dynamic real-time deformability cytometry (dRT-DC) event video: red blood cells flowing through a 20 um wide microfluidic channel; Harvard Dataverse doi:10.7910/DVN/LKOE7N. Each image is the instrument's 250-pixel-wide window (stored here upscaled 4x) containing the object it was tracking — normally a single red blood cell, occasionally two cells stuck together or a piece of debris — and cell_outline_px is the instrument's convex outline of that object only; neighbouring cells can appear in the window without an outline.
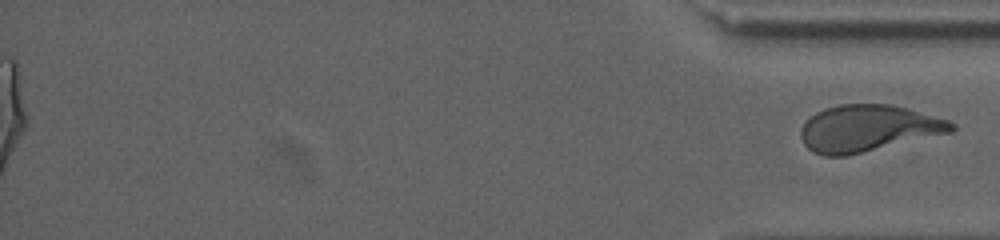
{"species": "human", "species_latin": "Homo sapiens", "temperature_condition": "cold", "stored_images_in_passage": 51, "segment_of_instrument_passage": [2, 2], "camera_frame_rate_fps": 3000, "um_per_image_px": 0.085, "donor": {"sex": "male"}, "frame": {"image": 1, "passage_image": 51, "time_ms": 19.0, "image_size_px": [1000, 240], "cell_outline_px": [[956, 128], [952, 132], [848, 156], [824, 156], [812, 152], [804, 144], [800, 136], [800, 132], [804, 124], [816, 112], [824, 108], [840, 104], [892, 104], [908, 108], [948, 120], [956, 124]], "centroid_in_image_um": [73.79, 10.91], "position_along_channel_um": 361.4, "area_um2": 41.1}}